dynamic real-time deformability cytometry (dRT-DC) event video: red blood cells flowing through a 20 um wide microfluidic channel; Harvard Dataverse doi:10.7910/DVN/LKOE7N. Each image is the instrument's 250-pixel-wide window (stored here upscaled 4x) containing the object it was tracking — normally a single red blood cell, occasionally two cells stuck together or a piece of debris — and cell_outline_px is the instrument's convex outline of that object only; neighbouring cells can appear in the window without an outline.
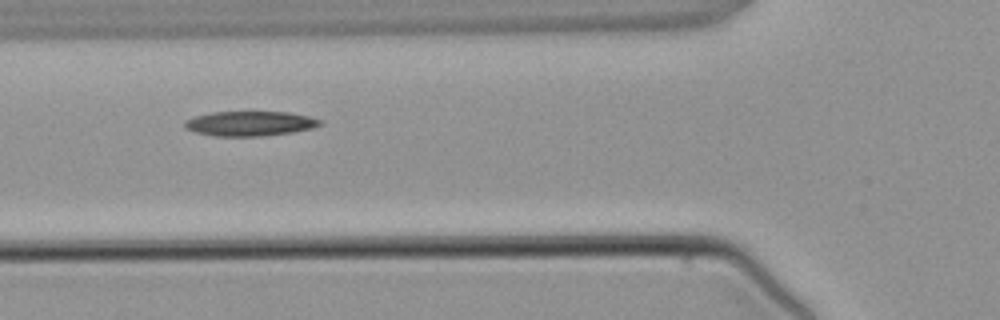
{"species": "common noctule bat (a hibernating species)", "species_latin": "Nyctalus noctula", "temperature_condition": "warm", "stored_images_in_passage": 4, "camera_frame_rate_fps": 3000, "um_per_image_px": 0.085, "animal": {"sex": "male", "body_mass_g": 21.5, "forearm_length_mm": 52.0}, "frame": {"image": 1, "passage_image": 3, "time_ms": 3.667, "image_size_px": [1000, 320], "cell_outline_px": [[324, 124], [312, 128], [292, 132], [260, 136], [216, 136], [196, 132], [184, 128], [184, 120], [196, 116], [212, 112], [288, 112], [308, 116], [324, 120]], "centroid_in_image_um": [21.27, 10.5], "position_along_channel_um": 104.5, "area_um2": 19.54}}